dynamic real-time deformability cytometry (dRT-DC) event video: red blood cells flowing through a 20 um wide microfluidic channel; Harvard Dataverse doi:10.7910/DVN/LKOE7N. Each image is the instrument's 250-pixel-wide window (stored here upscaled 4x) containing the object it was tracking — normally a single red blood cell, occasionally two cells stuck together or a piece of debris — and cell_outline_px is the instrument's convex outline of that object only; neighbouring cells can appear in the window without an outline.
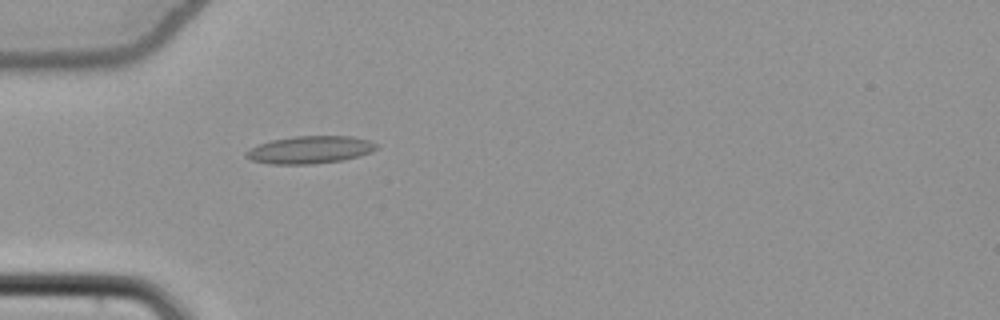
{"species": "common noctule bat (a hibernating species)", "species_latin": "Nyctalus noctula", "temperature_condition": "cold", "stored_images_in_passage": 38, "camera_frame_rate_fps": 3000, "um_per_image_px": 0.085, "animal": {"sex": "female", "body_mass_g": 22.7, "forearm_length_mm": 54.2}, "frame": {"image": 1, "passage_image": 1, "time_ms": 0.0, "image_size_px": [1000, 320], "cell_outline_px": [[376, 148], [372, 152], [344, 160], [312, 164], [268, 164], [252, 160], [244, 156], [244, 152], [260, 144], [272, 140], [292, 136], [352, 136], [368, 140], [376, 144]], "centroid_in_image_um": [26.33, 12.73], "position_along_channel_um": 58.7, "area_um2": 20.87}}
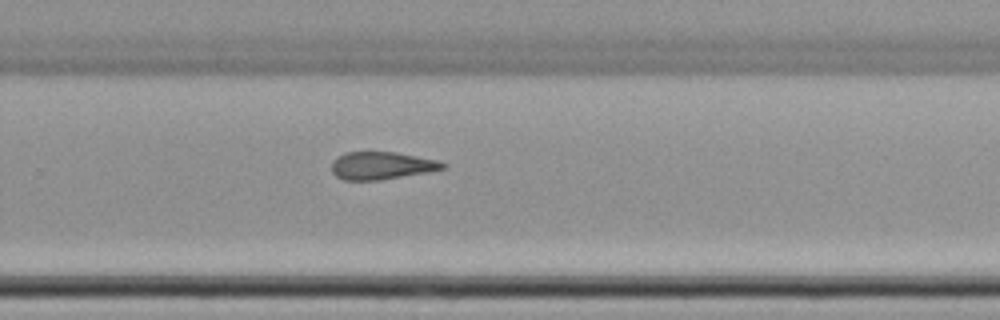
{"frame": {"image": 2, "passage_image": 20, "time_ms": 6.333, "image_size_px": [1000, 320], "cell_outline_px": [[448, 168], [428, 172], [380, 180], [344, 180], [336, 176], [332, 172], [332, 160], [336, 156], [344, 152], [396, 152], [436, 160], [448, 164]], "centroid_in_image_um": [32.43, 14.07], "position_along_channel_um": 297.4, "area_um2": 18.03}}
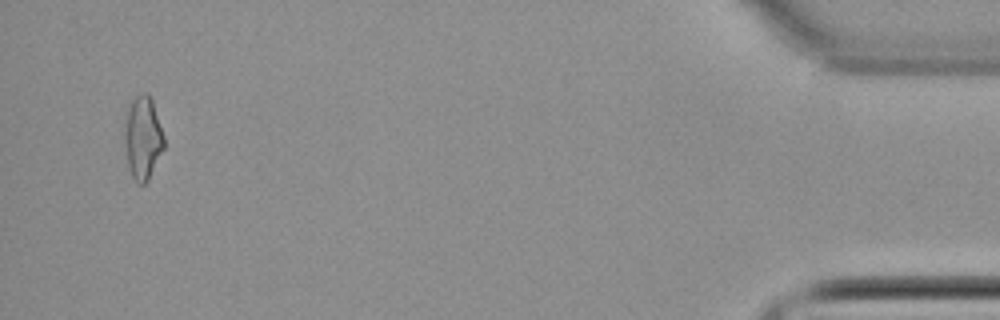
{"frame": {"image": 3, "passage_image": 36, "time_ms": 11.667, "image_size_px": [1000, 320], "cell_outline_px": [[164, 148], [148, 180], [144, 184], [136, 184], [128, 168], [124, 140], [124, 132], [128, 108], [132, 100], [136, 96], [144, 92], [148, 92], [152, 100], [164, 136]], "centroid_in_image_um": [12.13, 11.73], "position_along_channel_um": 423.1, "area_um2": 19.07}, "authors_computed_cell_mechanics": {"area_um2": 18.5249, "velocity_mm_per_s": 3.8712, "shape_relaxation_time_tau1_ms": null, "shape_relaxation_time_tau2_ms": 5.0412, "deformation_change_tau1": null, "deformation_change_tau2": 0.1724}}